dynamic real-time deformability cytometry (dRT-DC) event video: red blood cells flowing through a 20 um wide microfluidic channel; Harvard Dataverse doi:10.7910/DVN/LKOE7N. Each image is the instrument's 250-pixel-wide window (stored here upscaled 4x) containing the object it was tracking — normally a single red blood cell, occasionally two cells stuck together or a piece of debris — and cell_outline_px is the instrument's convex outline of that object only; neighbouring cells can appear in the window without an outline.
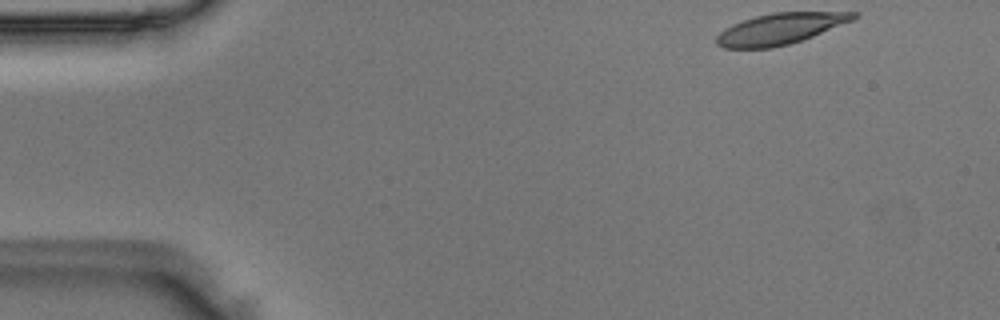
{"species": "Egyptian fruit bat (a non-hibernating species)", "species_latin": "Rousettus aegyptiacus", "temperature_condition": "room temperature", "stored_images_in_passage": 47, "camera_frame_rate_fps": 3000, "um_per_image_px": 0.085, "animal": {"sex": "male"}, "frame": {"image": 1, "passage_image": 1, "time_ms": 0.0, "image_size_px": [1000, 320], "cell_outline_px": [[860, 16], [852, 20], [812, 36], [788, 44], [772, 48], [724, 48], [716, 44], [716, 36], [724, 28], [732, 24], [756, 16], [772, 12], [860, 12]], "centroid_in_image_um": [66.29, 2.44], "position_along_channel_um": 18.7, "area_um2": 24.62}}
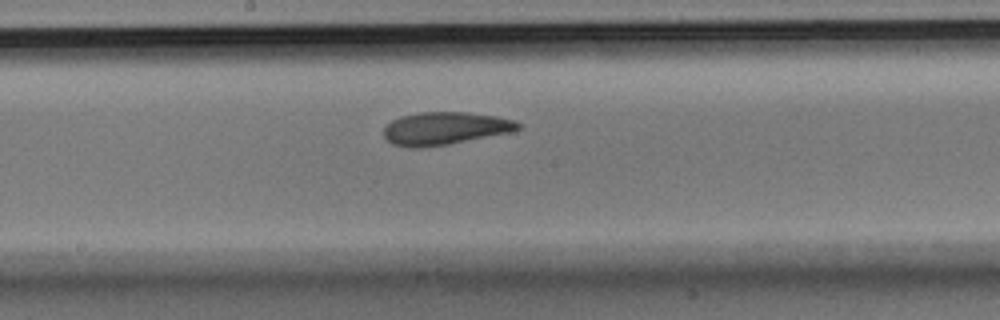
{"frame": {"image": 2, "passage_image": 23, "time_ms": 7.333, "image_size_px": [1000, 320], "cell_outline_px": [[520, 128], [512, 132], [448, 144], [420, 148], [408, 148], [392, 144], [384, 136], [384, 128], [392, 120], [400, 116], [420, 112], [468, 112], [496, 116], [516, 120], [520, 124]], "centroid_in_image_um": [37.82, 10.91], "position_along_channel_um": 210.4, "area_um2": 25.72}}
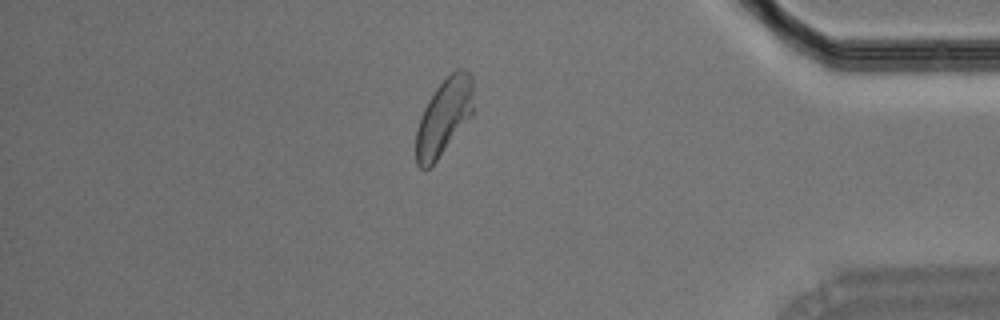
{"frame": {"image": 3, "passage_image": 40, "time_ms": 13.0, "image_size_px": [1000, 320], "cell_outline_px": [[472, 116], [436, 160], [428, 168], [420, 168], [416, 164], [416, 132], [420, 116], [428, 100], [436, 88], [456, 68], [460, 68], [468, 72], [472, 76]], "centroid_in_image_um": [37.72, 9.93], "position_along_channel_um": 397.5, "area_um2": 25.2}}